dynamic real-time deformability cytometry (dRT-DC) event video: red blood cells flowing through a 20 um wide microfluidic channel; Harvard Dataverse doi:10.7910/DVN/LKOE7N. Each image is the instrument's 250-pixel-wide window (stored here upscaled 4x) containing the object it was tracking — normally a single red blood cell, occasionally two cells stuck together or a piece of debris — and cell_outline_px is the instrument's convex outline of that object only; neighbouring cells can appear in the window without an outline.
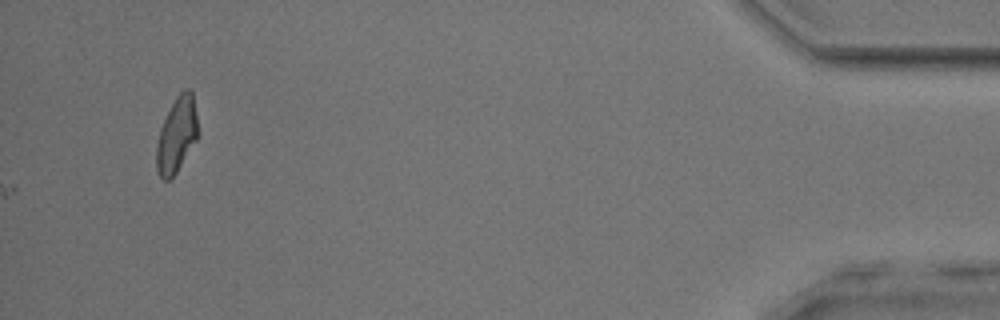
{"species": "common noctule bat (a hibernating species)", "species_latin": "Nyctalus noctula", "temperature_condition": "room temperature", "stored_images_in_passage": 37, "camera_frame_rate_fps": 3000, "um_per_image_px": 0.085, "animal": {"sex": "male", "body_mass_g": 17.9, "forearm_length_mm": 54.2}, "frame": {"image": 1, "passage_image": 37, "time_ms": 12.0, "image_size_px": [1000, 320], "cell_outline_px": [[200, 136], [176, 172], [168, 180], [164, 180], [160, 176], [156, 168], [156, 144], [160, 128], [176, 96], [184, 88], [188, 88], [192, 92], [200, 132]], "centroid_in_image_um": [15.05, 11.45], "position_along_channel_um": 420.2, "area_um2": 18.38}}